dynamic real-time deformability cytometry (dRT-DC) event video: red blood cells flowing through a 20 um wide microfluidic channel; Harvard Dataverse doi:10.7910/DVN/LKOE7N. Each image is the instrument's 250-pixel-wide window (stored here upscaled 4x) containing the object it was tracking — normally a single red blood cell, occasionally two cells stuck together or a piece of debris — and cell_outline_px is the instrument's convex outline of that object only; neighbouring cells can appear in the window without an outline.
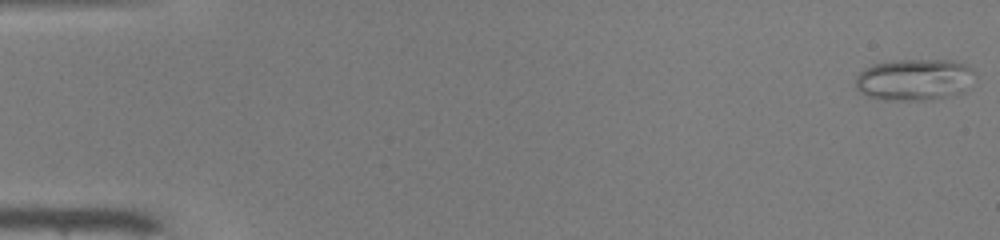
{"species": "common noctule bat (a hibernating species)", "species_latin": "Nyctalus noctula", "temperature_condition": "warm", "stored_images_in_passage": 49, "camera_frame_rate_fps": 3000, "um_per_image_px": 0.085, "animal": {"sex": "male", "body_mass_g": 19.0, "forearm_length_mm": 50.8}, "frame": {"image": 1, "passage_image": 1, "time_ms": 0.0, "image_size_px": [1000, 240], "cell_outline_px": [[976, 72], [964, 92], [932, 100], [884, 100], [868, 96], [860, 92], [856, 88], [856, 76], [864, 68], [872, 64], [896, 60], [952, 60], [968, 64]], "centroid_in_image_um": [77.73, 6.76], "position_along_channel_um": 7.3, "area_um2": 29.25}}
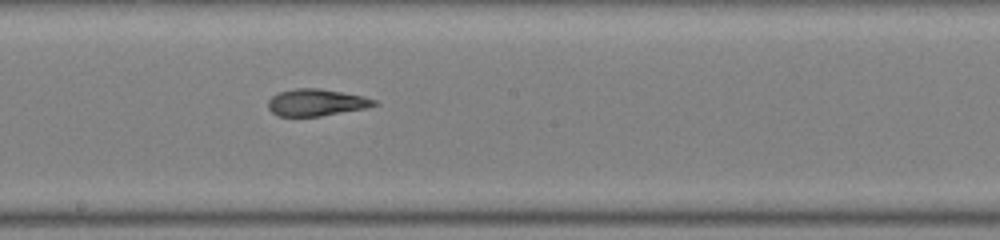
{"frame": {"image": 2, "passage_image": 28, "time_ms": 9.0, "image_size_px": [1000, 240], "cell_outline_px": [[380, 104], [368, 108], [320, 116], [276, 116], [268, 108], [268, 100], [276, 92], [296, 88], [320, 88], [364, 96], [376, 100]], "centroid_in_image_um": [26.89, 8.71], "position_along_channel_um": 221.3, "area_um2": 16.88}}
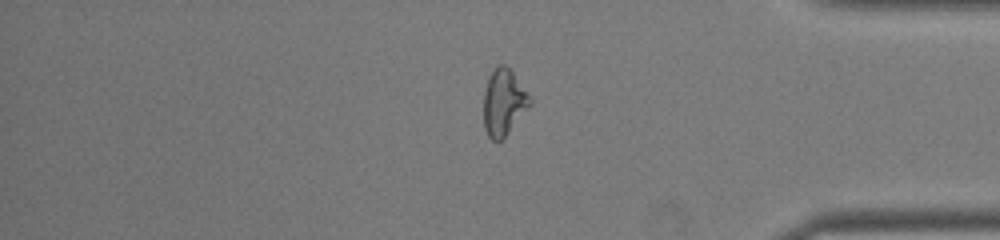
{"frame": {"image": 3, "passage_image": 42, "time_ms": 13.667, "image_size_px": [1000, 240], "cell_outline_px": [[532, 104], [504, 136], [500, 140], [492, 140], [488, 136], [484, 128], [484, 92], [488, 76], [500, 64], [504, 64], [512, 72], [532, 96]], "centroid_in_image_um": [42.82, 8.68], "position_along_channel_um": 392.4, "area_um2": 17.74}}